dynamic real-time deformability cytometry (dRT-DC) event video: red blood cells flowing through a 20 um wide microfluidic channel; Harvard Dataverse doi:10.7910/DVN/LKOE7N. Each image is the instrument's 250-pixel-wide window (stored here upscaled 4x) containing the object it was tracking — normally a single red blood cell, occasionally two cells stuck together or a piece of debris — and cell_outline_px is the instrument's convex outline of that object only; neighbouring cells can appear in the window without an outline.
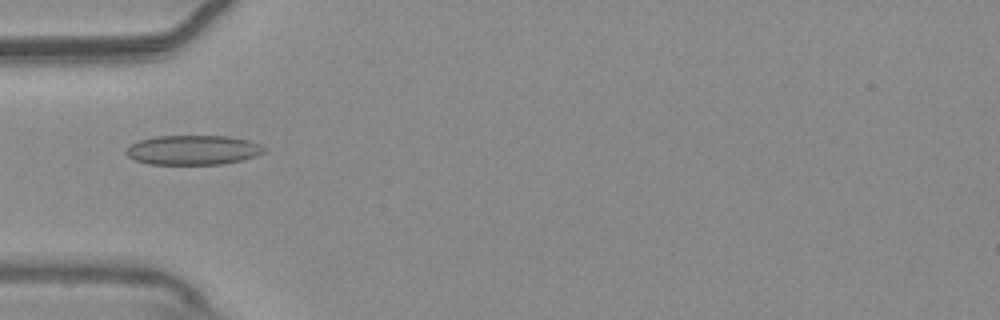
{"species": "common noctule bat (a hibernating species)", "species_latin": "Nyctalus noctula", "temperature_condition": "warm", "stored_images_in_passage": 54, "camera_frame_rate_fps": 3000, "um_per_image_px": 0.085, "animal": {"sex": "male", "body_mass_g": 20.4}, "frame": {"image": 1, "passage_image": 17, "time_ms": 5.333, "image_size_px": [1000, 320], "cell_outline_px": [[264, 152], [256, 156], [224, 164], [148, 164], [136, 160], [128, 156], [124, 152], [132, 144], [140, 140], [156, 136], [228, 136], [248, 140], [260, 144], [264, 148]], "centroid_in_image_um": [16.41, 12.75], "position_along_channel_um": 68.6, "area_um2": 23.64}}
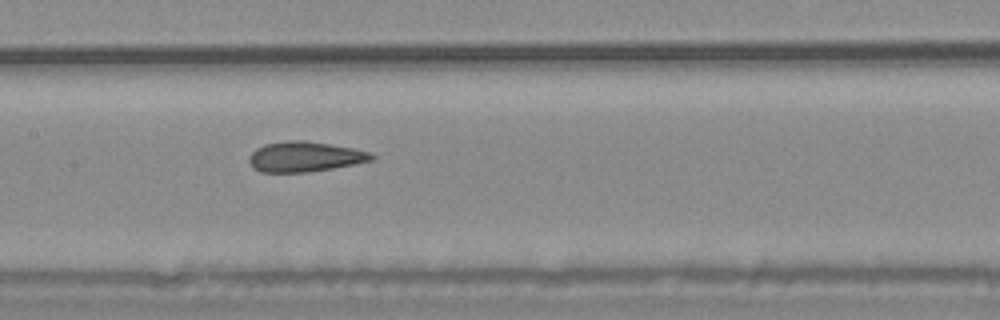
{"frame": {"image": 2, "passage_image": 26, "time_ms": 8.333, "image_size_px": [1000, 320], "cell_outline_px": [[376, 156], [372, 160], [332, 168], [308, 172], [260, 172], [252, 168], [248, 160], [248, 156], [256, 148], [264, 144], [288, 140], [304, 140], [352, 148], [368, 152]], "centroid_in_image_um": [25.84, 13.32], "position_along_channel_um": 181.6, "area_um2": 21.44}}
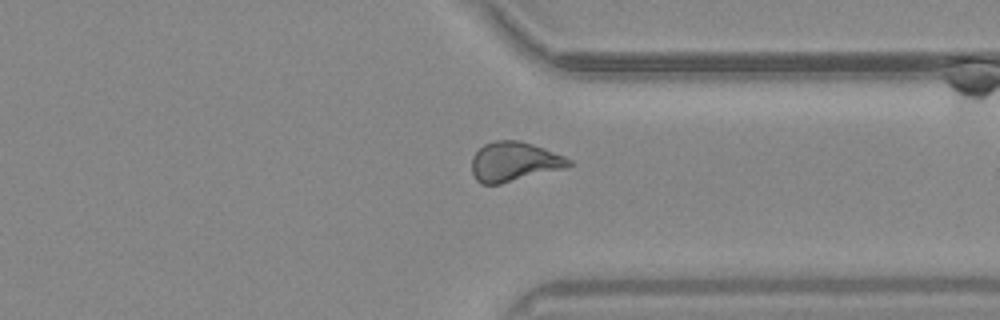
{"frame": {"image": 3, "passage_image": 41, "time_ms": 13.333, "image_size_px": [1000, 320], "cell_outline_px": [[572, 164], [568, 168], [500, 184], [480, 184], [476, 180], [472, 172], [472, 156], [484, 144], [496, 140], [520, 140], [544, 148], [564, 156], [572, 160]], "centroid_in_image_um": [43.72, 13.75], "position_along_channel_um": 367.7, "area_um2": 22.54}, "authors_computed_cell_mechanics": {"area_um2": 22.4842, "velocity_mm_per_s": 3.7415, "shape_relaxation_time_tau1_ms": null, "shape_relaxation_time_tau2_ms": 1.8351, "deformation_change_tau1": null, "deformation_change_tau2": 0.0765}}